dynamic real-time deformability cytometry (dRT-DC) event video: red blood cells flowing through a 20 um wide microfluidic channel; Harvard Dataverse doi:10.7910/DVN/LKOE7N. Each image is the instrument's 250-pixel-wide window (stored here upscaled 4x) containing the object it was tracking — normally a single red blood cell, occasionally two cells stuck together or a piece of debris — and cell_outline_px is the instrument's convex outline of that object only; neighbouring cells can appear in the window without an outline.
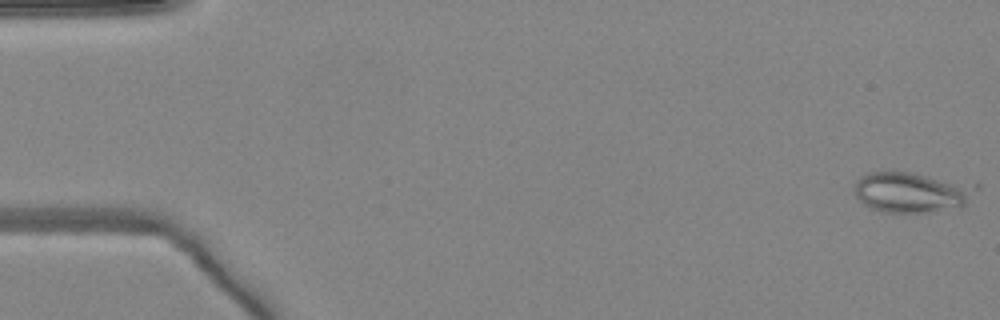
{"species": "common noctule bat (a hibernating species)", "species_latin": "Nyctalus noctula", "temperature_condition": "warm", "stored_images_in_passage": 19, "camera_frame_rate_fps": 3000, "um_per_image_px": 0.085, "animal": {"sex": "female", "body_mass_g": 24.6, "forearm_length_mm": 56.2}, "frame": {"image": 1, "passage_image": 1, "time_ms": 0.0, "image_size_px": [1000, 320], "cell_outline_px": [[980, 188], [964, 204], [928, 212], [884, 212], [872, 208], [864, 204], [856, 196], [856, 180], [860, 176], [868, 172], [880, 168], [892, 168], [980, 184]], "centroid_in_image_um": [77.47, 16.25], "position_along_channel_um": 7.5, "area_um2": 29.42}}